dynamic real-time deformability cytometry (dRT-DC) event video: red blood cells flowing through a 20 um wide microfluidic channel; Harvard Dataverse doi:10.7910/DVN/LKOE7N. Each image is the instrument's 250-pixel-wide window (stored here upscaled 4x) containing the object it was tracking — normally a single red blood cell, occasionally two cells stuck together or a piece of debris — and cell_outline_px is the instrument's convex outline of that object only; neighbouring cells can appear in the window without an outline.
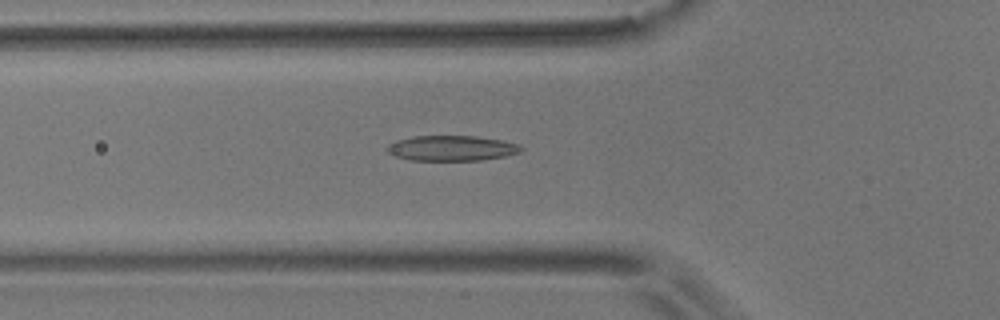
{"species": "common noctule bat (a hibernating species)", "species_latin": "Nyctalus noctula", "temperature_condition": "room temperature", "stored_images_in_passage": 30, "camera_frame_rate_fps": 3000, "um_per_image_px": 0.085, "animal": {"sex": "male", "body_mass_g": 17.9}, "frame": {"image": 1, "passage_image": 4, "time_ms": 1.0, "image_size_px": [1000, 320], "cell_outline_px": [[524, 148], [520, 152], [504, 156], [480, 160], [408, 160], [396, 156], [388, 152], [384, 148], [388, 144], [396, 140], [412, 136], [476, 136], [500, 140], [516, 144]], "centroid_in_image_um": [38.33, 12.59], "position_along_channel_um": 87.5, "area_um2": 19.65}}
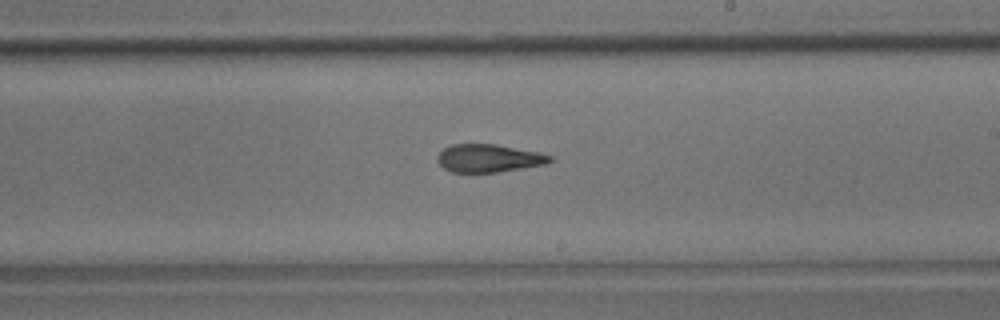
{"frame": {"image": 2, "passage_image": 17, "time_ms": 5.333, "image_size_px": [1000, 320], "cell_outline_px": [[552, 160], [548, 164], [496, 172], [452, 172], [444, 168], [436, 160], [436, 156], [444, 148], [452, 144], [496, 144], [540, 152], [552, 156]], "centroid_in_image_um": [41.55, 13.44], "position_along_channel_um": 247.4, "area_um2": 18.38}}
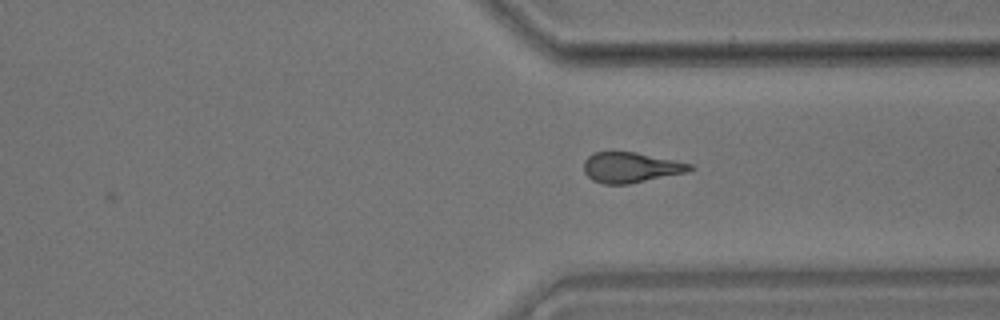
{"frame": {"image": 3, "passage_image": 26, "time_ms": 8.333, "image_size_px": [1000, 320], "cell_outline_px": [[696, 168], [688, 172], [628, 184], [604, 184], [592, 180], [584, 172], [584, 160], [592, 152], [636, 152], [692, 164]], "centroid_in_image_um": [53.61, 14.23], "position_along_channel_um": 357.8, "area_um2": 18.79}, "authors_computed_cell_mechanics": {"area_um2": 18.9295, "velocity_mm_per_s": 3.6801, "shape_relaxation_time_tau1_ms": 6.6982, "shape_relaxation_time_tau2_ms": 3.2636, "deformation_change_tau1": 0.1859, "deformation_change_tau2": 0.1295}}